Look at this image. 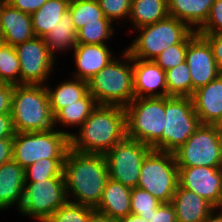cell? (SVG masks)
<instances>
[{"label": "cell", "mask_w": 222, "mask_h": 222, "mask_svg": "<svg viewBox=\"0 0 222 222\" xmlns=\"http://www.w3.org/2000/svg\"><path fill=\"white\" fill-rule=\"evenodd\" d=\"M66 194L73 195V203L96 208L109 179L104 154L81 153L71 148L63 163ZM77 201V202H76Z\"/></svg>", "instance_id": "6da1fadb"}, {"label": "cell", "mask_w": 222, "mask_h": 222, "mask_svg": "<svg viewBox=\"0 0 222 222\" xmlns=\"http://www.w3.org/2000/svg\"><path fill=\"white\" fill-rule=\"evenodd\" d=\"M70 137V148L81 153L105 154L127 137L125 107L97 105Z\"/></svg>", "instance_id": "7a4b0ae2"}, {"label": "cell", "mask_w": 222, "mask_h": 222, "mask_svg": "<svg viewBox=\"0 0 222 222\" xmlns=\"http://www.w3.org/2000/svg\"><path fill=\"white\" fill-rule=\"evenodd\" d=\"M15 132L49 131L55 127L44 85H14L11 110Z\"/></svg>", "instance_id": "3957f363"}, {"label": "cell", "mask_w": 222, "mask_h": 222, "mask_svg": "<svg viewBox=\"0 0 222 222\" xmlns=\"http://www.w3.org/2000/svg\"><path fill=\"white\" fill-rule=\"evenodd\" d=\"M122 54L126 59L123 63L113 58L87 81L89 93L95 98L98 105L126 107L135 98L133 64L131 65L133 58L127 50Z\"/></svg>", "instance_id": "277c9868"}, {"label": "cell", "mask_w": 222, "mask_h": 222, "mask_svg": "<svg viewBox=\"0 0 222 222\" xmlns=\"http://www.w3.org/2000/svg\"><path fill=\"white\" fill-rule=\"evenodd\" d=\"M72 135L54 128L49 131L16 132L12 159L24 169L40 159H65Z\"/></svg>", "instance_id": "5b68a950"}, {"label": "cell", "mask_w": 222, "mask_h": 222, "mask_svg": "<svg viewBox=\"0 0 222 222\" xmlns=\"http://www.w3.org/2000/svg\"><path fill=\"white\" fill-rule=\"evenodd\" d=\"M127 138L152 147L165 127V97L134 98L125 107Z\"/></svg>", "instance_id": "8992f818"}, {"label": "cell", "mask_w": 222, "mask_h": 222, "mask_svg": "<svg viewBox=\"0 0 222 222\" xmlns=\"http://www.w3.org/2000/svg\"><path fill=\"white\" fill-rule=\"evenodd\" d=\"M165 127L162 137L151 147L174 152L201 125L191 97H165Z\"/></svg>", "instance_id": "52a82bcc"}, {"label": "cell", "mask_w": 222, "mask_h": 222, "mask_svg": "<svg viewBox=\"0 0 222 222\" xmlns=\"http://www.w3.org/2000/svg\"><path fill=\"white\" fill-rule=\"evenodd\" d=\"M178 184L174 153L152 149L142 162L137 187L148 191L160 203H169Z\"/></svg>", "instance_id": "ba28073f"}, {"label": "cell", "mask_w": 222, "mask_h": 222, "mask_svg": "<svg viewBox=\"0 0 222 222\" xmlns=\"http://www.w3.org/2000/svg\"><path fill=\"white\" fill-rule=\"evenodd\" d=\"M137 30H140L141 33L126 50L132 58L154 60L169 46L181 43L194 29H191L186 23L168 16Z\"/></svg>", "instance_id": "9c48e42d"}, {"label": "cell", "mask_w": 222, "mask_h": 222, "mask_svg": "<svg viewBox=\"0 0 222 222\" xmlns=\"http://www.w3.org/2000/svg\"><path fill=\"white\" fill-rule=\"evenodd\" d=\"M173 153L178 167H222V127L201 124Z\"/></svg>", "instance_id": "30bf717a"}, {"label": "cell", "mask_w": 222, "mask_h": 222, "mask_svg": "<svg viewBox=\"0 0 222 222\" xmlns=\"http://www.w3.org/2000/svg\"><path fill=\"white\" fill-rule=\"evenodd\" d=\"M69 201L64 177L25 182L20 213L45 222L56 210Z\"/></svg>", "instance_id": "8fae6325"}, {"label": "cell", "mask_w": 222, "mask_h": 222, "mask_svg": "<svg viewBox=\"0 0 222 222\" xmlns=\"http://www.w3.org/2000/svg\"><path fill=\"white\" fill-rule=\"evenodd\" d=\"M152 148L144 143L125 138L104 154L109 178L124 186L138 185L141 165Z\"/></svg>", "instance_id": "7c38bea8"}, {"label": "cell", "mask_w": 222, "mask_h": 222, "mask_svg": "<svg viewBox=\"0 0 222 222\" xmlns=\"http://www.w3.org/2000/svg\"><path fill=\"white\" fill-rule=\"evenodd\" d=\"M20 61V84L42 85L55 64L43 37L14 47Z\"/></svg>", "instance_id": "4fadbf2b"}, {"label": "cell", "mask_w": 222, "mask_h": 222, "mask_svg": "<svg viewBox=\"0 0 222 222\" xmlns=\"http://www.w3.org/2000/svg\"><path fill=\"white\" fill-rule=\"evenodd\" d=\"M179 185L222 208V167H178Z\"/></svg>", "instance_id": "5bb4252c"}, {"label": "cell", "mask_w": 222, "mask_h": 222, "mask_svg": "<svg viewBox=\"0 0 222 222\" xmlns=\"http://www.w3.org/2000/svg\"><path fill=\"white\" fill-rule=\"evenodd\" d=\"M185 61L190 69L192 96L198 88L207 85L222 73L209 43L198 33L187 44Z\"/></svg>", "instance_id": "9a60e30c"}, {"label": "cell", "mask_w": 222, "mask_h": 222, "mask_svg": "<svg viewBox=\"0 0 222 222\" xmlns=\"http://www.w3.org/2000/svg\"><path fill=\"white\" fill-rule=\"evenodd\" d=\"M35 37L31 14L4 0L0 5V41L15 47Z\"/></svg>", "instance_id": "2e32d148"}, {"label": "cell", "mask_w": 222, "mask_h": 222, "mask_svg": "<svg viewBox=\"0 0 222 222\" xmlns=\"http://www.w3.org/2000/svg\"><path fill=\"white\" fill-rule=\"evenodd\" d=\"M133 88L135 98L167 97L166 71L153 60L133 58ZM156 88L162 91L153 92ZM146 95H145V94Z\"/></svg>", "instance_id": "e0dca14e"}, {"label": "cell", "mask_w": 222, "mask_h": 222, "mask_svg": "<svg viewBox=\"0 0 222 222\" xmlns=\"http://www.w3.org/2000/svg\"><path fill=\"white\" fill-rule=\"evenodd\" d=\"M191 98L201 124L222 127V73L207 85L198 88Z\"/></svg>", "instance_id": "ac0fdd59"}, {"label": "cell", "mask_w": 222, "mask_h": 222, "mask_svg": "<svg viewBox=\"0 0 222 222\" xmlns=\"http://www.w3.org/2000/svg\"><path fill=\"white\" fill-rule=\"evenodd\" d=\"M107 44H77L74 48L75 65L77 67L75 78L88 81L103 69L114 57Z\"/></svg>", "instance_id": "d6986e66"}, {"label": "cell", "mask_w": 222, "mask_h": 222, "mask_svg": "<svg viewBox=\"0 0 222 222\" xmlns=\"http://www.w3.org/2000/svg\"><path fill=\"white\" fill-rule=\"evenodd\" d=\"M25 186V169L13 159L0 166V210L16 203L22 206Z\"/></svg>", "instance_id": "ffe728a7"}, {"label": "cell", "mask_w": 222, "mask_h": 222, "mask_svg": "<svg viewBox=\"0 0 222 222\" xmlns=\"http://www.w3.org/2000/svg\"><path fill=\"white\" fill-rule=\"evenodd\" d=\"M177 222H203L216 208L195 192L182 188L179 184L171 200Z\"/></svg>", "instance_id": "44dd1931"}, {"label": "cell", "mask_w": 222, "mask_h": 222, "mask_svg": "<svg viewBox=\"0 0 222 222\" xmlns=\"http://www.w3.org/2000/svg\"><path fill=\"white\" fill-rule=\"evenodd\" d=\"M131 191L130 187L109 178L95 210L118 221L131 213Z\"/></svg>", "instance_id": "7402d4cb"}, {"label": "cell", "mask_w": 222, "mask_h": 222, "mask_svg": "<svg viewBox=\"0 0 222 222\" xmlns=\"http://www.w3.org/2000/svg\"><path fill=\"white\" fill-rule=\"evenodd\" d=\"M214 2L215 0H167L168 13L196 31L206 22Z\"/></svg>", "instance_id": "603a6c76"}, {"label": "cell", "mask_w": 222, "mask_h": 222, "mask_svg": "<svg viewBox=\"0 0 222 222\" xmlns=\"http://www.w3.org/2000/svg\"><path fill=\"white\" fill-rule=\"evenodd\" d=\"M46 89L53 116L62 108L74 104L89 93L88 82L78 78L61 83L55 90H51L48 86Z\"/></svg>", "instance_id": "cb8c5ba5"}, {"label": "cell", "mask_w": 222, "mask_h": 222, "mask_svg": "<svg viewBox=\"0 0 222 222\" xmlns=\"http://www.w3.org/2000/svg\"><path fill=\"white\" fill-rule=\"evenodd\" d=\"M49 53L56 57L55 51L67 50L77 46V31L72 22V15L69 10L63 13L59 23L43 37Z\"/></svg>", "instance_id": "d4e9b609"}, {"label": "cell", "mask_w": 222, "mask_h": 222, "mask_svg": "<svg viewBox=\"0 0 222 222\" xmlns=\"http://www.w3.org/2000/svg\"><path fill=\"white\" fill-rule=\"evenodd\" d=\"M70 0H47L39 10L31 14L36 37H44L54 28L63 13L68 10Z\"/></svg>", "instance_id": "484cf974"}, {"label": "cell", "mask_w": 222, "mask_h": 222, "mask_svg": "<svg viewBox=\"0 0 222 222\" xmlns=\"http://www.w3.org/2000/svg\"><path fill=\"white\" fill-rule=\"evenodd\" d=\"M168 16L167 0H132L129 19L137 29Z\"/></svg>", "instance_id": "4316f807"}, {"label": "cell", "mask_w": 222, "mask_h": 222, "mask_svg": "<svg viewBox=\"0 0 222 222\" xmlns=\"http://www.w3.org/2000/svg\"><path fill=\"white\" fill-rule=\"evenodd\" d=\"M95 98L88 93L84 98L77 100L74 104L62 108L54 116V124L62 123L65 126H80L97 107Z\"/></svg>", "instance_id": "83f0119b"}, {"label": "cell", "mask_w": 222, "mask_h": 222, "mask_svg": "<svg viewBox=\"0 0 222 222\" xmlns=\"http://www.w3.org/2000/svg\"><path fill=\"white\" fill-rule=\"evenodd\" d=\"M68 10L76 31L86 23L109 20L104 16L98 0H70Z\"/></svg>", "instance_id": "f1b7e54d"}, {"label": "cell", "mask_w": 222, "mask_h": 222, "mask_svg": "<svg viewBox=\"0 0 222 222\" xmlns=\"http://www.w3.org/2000/svg\"><path fill=\"white\" fill-rule=\"evenodd\" d=\"M168 97H192L190 69L186 61L166 70Z\"/></svg>", "instance_id": "f546056e"}, {"label": "cell", "mask_w": 222, "mask_h": 222, "mask_svg": "<svg viewBox=\"0 0 222 222\" xmlns=\"http://www.w3.org/2000/svg\"><path fill=\"white\" fill-rule=\"evenodd\" d=\"M19 78V79H18ZM0 82L20 84V61L13 46L0 41Z\"/></svg>", "instance_id": "4dcf8cb0"}, {"label": "cell", "mask_w": 222, "mask_h": 222, "mask_svg": "<svg viewBox=\"0 0 222 222\" xmlns=\"http://www.w3.org/2000/svg\"><path fill=\"white\" fill-rule=\"evenodd\" d=\"M65 159H40L25 168V182L44 181L53 177H63Z\"/></svg>", "instance_id": "1f68e13d"}, {"label": "cell", "mask_w": 222, "mask_h": 222, "mask_svg": "<svg viewBox=\"0 0 222 222\" xmlns=\"http://www.w3.org/2000/svg\"><path fill=\"white\" fill-rule=\"evenodd\" d=\"M112 23L111 20L86 23L77 31V44H105L114 32Z\"/></svg>", "instance_id": "d6a6232c"}, {"label": "cell", "mask_w": 222, "mask_h": 222, "mask_svg": "<svg viewBox=\"0 0 222 222\" xmlns=\"http://www.w3.org/2000/svg\"><path fill=\"white\" fill-rule=\"evenodd\" d=\"M197 34L193 30L181 43L169 46L153 61L164 71L183 63L186 58L187 44Z\"/></svg>", "instance_id": "836d02e7"}, {"label": "cell", "mask_w": 222, "mask_h": 222, "mask_svg": "<svg viewBox=\"0 0 222 222\" xmlns=\"http://www.w3.org/2000/svg\"><path fill=\"white\" fill-rule=\"evenodd\" d=\"M94 208L67 201L45 222H89V215Z\"/></svg>", "instance_id": "e575fe53"}, {"label": "cell", "mask_w": 222, "mask_h": 222, "mask_svg": "<svg viewBox=\"0 0 222 222\" xmlns=\"http://www.w3.org/2000/svg\"><path fill=\"white\" fill-rule=\"evenodd\" d=\"M161 203L148 191L135 187L131 191V214L150 216Z\"/></svg>", "instance_id": "d590c367"}, {"label": "cell", "mask_w": 222, "mask_h": 222, "mask_svg": "<svg viewBox=\"0 0 222 222\" xmlns=\"http://www.w3.org/2000/svg\"><path fill=\"white\" fill-rule=\"evenodd\" d=\"M106 18L112 22L130 15L132 0H98Z\"/></svg>", "instance_id": "8d00e7d4"}, {"label": "cell", "mask_w": 222, "mask_h": 222, "mask_svg": "<svg viewBox=\"0 0 222 222\" xmlns=\"http://www.w3.org/2000/svg\"><path fill=\"white\" fill-rule=\"evenodd\" d=\"M198 34H215L222 32V0L212 4L206 22L196 30Z\"/></svg>", "instance_id": "74e56055"}, {"label": "cell", "mask_w": 222, "mask_h": 222, "mask_svg": "<svg viewBox=\"0 0 222 222\" xmlns=\"http://www.w3.org/2000/svg\"><path fill=\"white\" fill-rule=\"evenodd\" d=\"M147 222H177L175 209L171 202L161 203L156 213H152L150 216H140Z\"/></svg>", "instance_id": "f35d334b"}, {"label": "cell", "mask_w": 222, "mask_h": 222, "mask_svg": "<svg viewBox=\"0 0 222 222\" xmlns=\"http://www.w3.org/2000/svg\"><path fill=\"white\" fill-rule=\"evenodd\" d=\"M199 35L209 43L217 66L222 70V32Z\"/></svg>", "instance_id": "ab89813d"}, {"label": "cell", "mask_w": 222, "mask_h": 222, "mask_svg": "<svg viewBox=\"0 0 222 222\" xmlns=\"http://www.w3.org/2000/svg\"><path fill=\"white\" fill-rule=\"evenodd\" d=\"M14 85L0 82V114L11 113Z\"/></svg>", "instance_id": "60d3db41"}, {"label": "cell", "mask_w": 222, "mask_h": 222, "mask_svg": "<svg viewBox=\"0 0 222 222\" xmlns=\"http://www.w3.org/2000/svg\"><path fill=\"white\" fill-rule=\"evenodd\" d=\"M12 7L22 12L32 14L40 9L47 0H5Z\"/></svg>", "instance_id": "b9f144b4"}, {"label": "cell", "mask_w": 222, "mask_h": 222, "mask_svg": "<svg viewBox=\"0 0 222 222\" xmlns=\"http://www.w3.org/2000/svg\"><path fill=\"white\" fill-rule=\"evenodd\" d=\"M15 133L11 113L0 114V139L13 138Z\"/></svg>", "instance_id": "7bdbcfd3"}, {"label": "cell", "mask_w": 222, "mask_h": 222, "mask_svg": "<svg viewBox=\"0 0 222 222\" xmlns=\"http://www.w3.org/2000/svg\"><path fill=\"white\" fill-rule=\"evenodd\" d=\"M13 138L0 139V166L12 160Z\"/></svg>", "instance_id": "ee69618b"}, {"label": "cell", "mask_w": 222, "mask_h": 222, "mask_svg": "<svg viewBox=\"0 0 222 222\" xmlns=\"http://www.w3.org/2000/svg\"><path fill=\"white\" fill-rule=\"evenodd\" d=\"M89 222H118V221L94 209L89 215Z\"/></svg>", "instance_id": "f6af8a7d"}, {"label": "cell", "mask_w": 222, "mask_h": 222, "mask_svg": "<svg viewBox=\"0 0 222 222\" xmlns=\"http://www.w3.org/2000/svg\"><path fill=\"white\" fill-rule=\"evenodd\" d=\"M217 209L213 210L203 222H222V208L221 211L218 212L220 214H216ZM215 212V213H214ZM216 214V215H215Z\"/></svg>", "instance_id": "bcb514c9"}, {"label": "cell", "mask_w": 222, "mask_h": 222, "mask_svg": "<svg viewBox=\"0 0 222 222\" xmlns=\"http://www.w3.org/2000/svg\"><path fill=\"white\" fill-rule=\"evenodd\" d=\"M118 222H147L142 217L134 214H128L127 216L118 220Z\"/></svg>", "instance_id": "7dc6e473"}]
</instances>
